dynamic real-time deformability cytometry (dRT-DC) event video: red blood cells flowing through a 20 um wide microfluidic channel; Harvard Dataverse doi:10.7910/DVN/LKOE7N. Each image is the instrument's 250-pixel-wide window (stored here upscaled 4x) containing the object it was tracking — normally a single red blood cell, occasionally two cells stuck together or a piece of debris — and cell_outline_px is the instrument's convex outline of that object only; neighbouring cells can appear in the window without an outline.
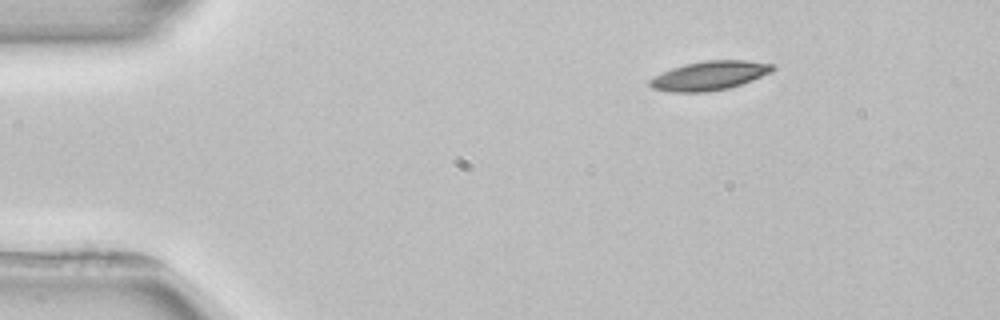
{"species": "common noctule bat (a hibernating species)", "species_latin": "Nyctalus noctula", "temperature_condition": "room temperature", "stored_images_in_passage": 2, "camera_frame_rate_fps": 3000, "um_per_image_px": 0.085, "animal": {"sex": "female", "body_mass_g": 22.7, "forearm_length_mm": 54.2}, "frame": {"image": 1, "passage_image": 2, "time_ms": 1.667, "image_size_px": [1000, 320], "cell_outline_px": [[776, 68], [772, 72], [752, 80], [728, 88], [708, 92], [668, 92], [652, 88], [648, 84], [648, 80], [652, 76], [672, 68], [684, 64], [704, 60], [744, 60], [776, 64]], "centroid_in_image_um": [60.29, 6.42], "position_along_channel_um": 24.7, "area_um2": 21.04}}